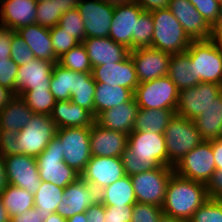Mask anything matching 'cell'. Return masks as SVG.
Here are the masks:
<instances>
[{
  "mask_svg": "<svg viewBox=\"0 0 222 222\" xmlns=\"http://www.w3.org/2000/svg\"><path fill=\"white\" fill-rule=\"evenodd\" d=\"M77 9L85 27V38L109 37L114 7L101 0H79Z\"/></svg>",
  "mask_w": 222,
  "mask_h": 222,
  "instance_id": "cell-14",
  "label": "cell"
},
{
  "mask_svg": "<svg viewBox=\"0 0 222 222\" xmlns=\"http://www.w3.org/2000/svg\"><path fill=\"white\" fill-rule=\"evenodd\" d=\"M7 185L8 182L5 172L4 158L0 155V194L4 191Z\"/></svg>",
  "mask_w": 222,
  "mask_h": 222,
  "instance_id": "cell-60",
  "label": "cell"
},
{
  "mask_svg": "<svg viewBox=\"0 0 222 222\" xmlns=\"http://www.w3.org/2000/svg\"><path fill=\"white\" fill-rule=\"evenodd\" d=\"M57 127L50 115L34 113L26 126L17 133V155L37 157L56 135Z\"/></svg>",
  "mask_w": 222,
  "mask_h": 222,
  "instance_id": "cell-7",
  "label": "cell"
},
{
  "mask_svg": "<svg viewBox=\"0 0 222 222\" xmlns=\"http://www.w3.org/2000/svg\"><path fill=\"white\" fill-rule=\"evenodd\" d=\"M10 58L18 65H25L35 59L33 52L28 47L25 40L16 31L12 33Z\"/></svg>",
  "mask_w": 222,
  "mask_h": 222,
  "instance_id": "cell-45",
  "label": "cell"
},
{
  "mask_svg": "<svg viewBox=\"0 0 222 222\" xmlns=\"http://www.w3.org/2000/svg\"><path fill=\"white\" fill-rule=\"evenodd\" d=\"M0 222H10V216L6 208L3 206L1 195H0Z\"/></svg>",
  "mask_w": 222,
  "mask_h": 222,
  "instance_id": "cell-62",
  "label": "cell"
},
{
  "mask_svg": "<svg viewBox=\"0 0 222 222\" xmlns=\"http://www.w3.org/2000/svg\"><path fill=\"white\" fill-rule=\"evenodd\" d=\"M64 153L61 150V141L55 135L36 157L39 177L42 181L66 188L81 175L64 162Z\"/></svg>",
  "mask_w": 222,
  "mask_h": 222,
  "instance_id": "cell-5",
  "label": "cell"
},
{
  "mask_svg": "<svg viewBox=\"0 0 222 222\" xmlns=\"http://www.w3.org/2000/svg\"><path fill=\"white\" fill-rule=\"evenodd\" d=\"M173 174V167L159 166L156 169L131 175L136 201L162 208L167 185Z\"/></svg>",
  "mask_w": 222,
  "mask_h": 222,
  "instance_id": "cell-10",
  "label": "cell"
},
{
  "mask_svg": "<svg viewBox=\"0 0 222 222\" xmlns=\"http://www.w3.org/2000/svg\"><path fill=\"white\" fill-rule=\"evenodd\" d=\"M91 73L96 83L118 85L130 89L133 93L139 85L135 65L130 55L120 62L92 67Z\"/></svg>",
  "mask_w": 222,
  "mask_h": 222,
  "instance_id": "cell-20",
  "label": "cell"
},
{
  "mask_svg": "<svg viewBox=\"0 0 222 222\" xmlns=\"http://www.w3.org/2000/svg\"><path fill=\"white\" fill-rule=\"evenodd\" d=\"M52 46L57 58L68 52L71 48L77 46L80 42L70 35L58 24L49 29Z\"/></svg>",
  "mask_w": 222,
  "mask_h": 222,
  "instance_id": "cell-44",
  "label": "cell"
},
{
  "mask_svg": "<svg viewBox=\"0 0 222 222\" xmlns=\"http://www.w3.org/2000/svg\"><path fill=\"white\" fill-rule=\"evenodd\" d=\"M222 92V85L216 83H198L191 88L179 91V101L175 114L194 120L213 103Z\"/></svg>",
  "mask_w": 222,
  "mask_h": 222,
  "instance_id": "cell-12",
  "label": "cell"
},
{
  "mask_svg": "<svg viewBox=\"0 0 222 222\" xmlns=\"http://www.w3.org/2000/svg\"><path fill=\"white\" fill-rule=\"evenodd\" d=\"M194 122L203 140L222 139V92Z\"/></svg>",
  "mask_w": 222,
  "mask_h": 222,
  "instance_id": "cell-28",
  "label": "cell"
},
{
  "mask_svg": "<svg viewBox=\"0 0 222 222\" xmlns=\"http://www.w3.org/2000/svg\"><path fill=\"white\" fill-rule=\"evenodd\" d=\"M34 112L23 99L15 95L8 104L0 110V129L19 132L31 120Z\"/></svg>",
  "mask_w": 222,
  "mask_h": 222,
  "instance_id": "cell-29",
  "label": "cell"
},
{
  "mask_svg": "<svg viewBox=\"0 0 222 222\" xmlns=\"http://www.w3.org/2000/svg\"><path fill=\"white\" fill-rule=\"evenodd\" d=\"M0 195L10 218L34 208V195L25 189L8 184Z\"/></svg>",
  "mask_w": 222,
  "mask_h": 222,
  "instance_id": "cell-34",
  "label": "cell"
},
{
  "mask_svg": "<svg viewBox=\"0 0 222 222\" xmlns=\"http://www.w3.org/2000/svg\"><path fill=\"white\" fill-rule=\"evenodd\" d=\"M154 32L151 48L169 54L184 53L192 40L168 8L151 11Z\"/></svg>",
  "mask_w": 222,
  "mask_h": 222,
  "instance_id": "cell-3",
  "label": "cell"
},
{
  "mask_svg": "<svg viewBox=\"0 0 222 222\" xmlns=\"http://www.w3.org/2000/svg\"><path fill=\"white\" fill-rule=\"evenodd\" d=\"M51 119L57 129L65 127H91L94 116L86 109L74 104L71 100L56 101Z\"/></svg>",
  "mask_w": 222,
  "mask_h": 222,
  "instance_id": "cell-27",
  "label": "cell"
},
{
  "mask_svg": "<svg viewBox=\"0 0 222 222\" xmlns=\"http://www.w3.org/2000/svg\"><path fill=\"white\" fill-rule=\"evenodd\" d=\"M129 55L134 62L139 83L168 76L171 54L145 47L133 49Z\"/></svg>",
  "mask_w": 222,
  "mask_h": 222,
  "instance_id": "cell-16",
  "label": "cell"
},
{
  "mask_svg": "<svg viewBox=\"0 0 222 222\" xmlns=\"http://www.w3.org/2000/svg\"><path fill=\"white\" fill-rule=\"evenodd\" d=\"M194 7L202 17L211 25L218 23L221 5L215 0H194Z\"/></svg>",
  "mask_w": 222,
  "mask_h": 222,
  "instance_id": "cell-47",
  "label": "cell"
},
{
  "mask_svg": "<svg viewBox=\"0 0 222 222\" xmlns=\"http://www.w3.org/2000/svg\"><path fill=\"white\" fill-rule=\"evenodd\" d=\"M17 132L0 129V155H17Z\"/></svg>",
  "mask_w": 222,
  "mask_h": 222,
  "instance_id": "cell-50",
  "label": "cell"
},
{
  "mask_svg": "<svg viewBox=\"0 0 222 222\" xmlns=\"http://www.w3.org/2000/svg\"><path fill=\"white\" fill-rule=\"evenodd\" d=\"M134 93L118 85L109 86L106 83H96L94 94V118L101 112L130 101Z\"/></svg>",
  "mask_w": 222,
  "mask_h": 222,
  "instance_id": "cell-30",
  "label": "cell"
},
{
  "mask_svg": "<svg viewBox=\"0 0 222 222\" xmlns=\"http://www.w3.org/2000/svg\"><path fill=\"white\" fill-rule=\"evenodd\" d=\"M101 1L113 7L131 5L135 3V0H101Z\"/></svg>",
  "mask_w": 222,
  "mask_h": 222,
  "instance_id": "cell-61",
  "label": "cell"
},
{
  "mask_svg": "<svg viewBox=\"0 0 222 222\" xmlns=\"http://www.w3.org/2000/svg\"><path fill=\"white\" fill-rule=\"evenodd\" d=\"M209 199L222 200V170L216 169L206 183Z\"/></svg>",
  "mask_w": 222,
  "mask_h": 222,
  "instance_id": "cell-52",
  "label": "cell"
},
{
  "mask_svg": "<svg viewBox=\"0 0 222 222\" xmlns=\"http://www.w3.org/2000/svg\"><path fill=\"white\" fill-rule=\"evenodd\" d=\"M15 94L6 87L0 85V110L9 103Z\"/></svg>",
  "mask_w": 222,
  "mask_h": 222,
  "instance_id": "cell-58",
  "label": "cell"
},
{
  "mask_svg": "<svg viewBox=\"0 0 222 222\" xmlns=\"http://www.w3.org/2000/svg\"><path fill=\"white\" fill-rule=\"evenodd\" d=\"M134 99L139 108L176 109L179 90L168 76H164L139 83L134 91Z\"/></svg>",
  "mask_w": 222,
  "mask_h": 222,
  "instance_id": "cell-8",
  "label": "cell"
},
{
  "mask_svg": "<svg viewBox=\"0 0 222 222\" xmlns=\"http://www.w3.org/2000/svg\"><path fill=\"white\" fill-rule=\"evenodd\" d=\"M19 66H2L0 68V85L16 95V76Z\"/></svg>",
  "mask_w": 222,
  "mask_h": 222,
  "instance_id": "cell-51",
  "label": "cell"
},
{
  "mask_svg": "<svg viewBox=\"0 0 222 222\" xmlns=\"http://www.w3.org/2000/svg\"><path fill=\"white\" fill-rule=\"evenodd\" d=\"M55 63L46 60L33 59L19 66L16 76V95L20 96L27 90L50 89V79Z\"/></svg>",
  "mask_w": 222,
  "mask_h": 222,
  "instance_id": "cell-21",
  "label": "cell"
},
{
  "mask_svg": "<svg viewBox=\"0 0 222 222\" xmlns=\"http://www.w3.org/2000/svg\"><path fill=\"white\" fill-rule=\"evenodd\" d=\"M75 77V71L64 68L59 63L54 64L49 90L56 101L71 99V93L74 92Z\"/></svg>",
  "mask_w": 222,
  "mask_h": 222,
  "instance_id": "cell-36",
  "label": "cell"
},
{
  "mask_svg": "<svg viewBox=\"0 0 222 222\" xmlns=\"http://www.w3.org/2000/svg\"><path fill=\"white\" fill-rule=\"evenodd\" d=\"M216 2H218L220 5H222V0H215Z\"/></svg>",
  "mask_w": 222,
  "mask_h": 222,
  "instance_id": "cell-69",
  "label": "cell"
},
{
  "mask_svg": "<svg viewBox=\"0 0 222 222\" xmlns=\"http://www.w3.org/2000/svg\"><path fill=\"white\" fill-rule=\"evenodd\" d=\"M125 175H136L159 166H168L164 134L132 131L122 153Z\"/></svg>",
  "mask_w": 222,
  "mask_h": 222,
  "instance_id": "cell-1",
  "label": "cell"
},
{
  "mask_svg": "<svg viewBox=\"0 0 222 222\" xmlns=\"http://www.w3.org/2000/svg\"><path fill=\"white\" fill-rule=\"evenodd\" d=\"M36 12V24L49 29L58 25L60 17L63 15L54 0L37 3Z\"/></svg>",
  "mask_w": 222,
  "mask_h": 222,
  "instance_id": "cell-40",
  "label": "cell"
},
{
  "mask_svg": "<svg viewBox=\"0 0 222 222\" xmlns=\"http://www.w3.org/2000/svg\"><path fill=\"white\" fill-rule=\"evenodd\" d=\"M173 170L182 178L206 184L216 170L211 140H203L188 152Z\"/></svg>",
  "mask_w": 222,
  "mask_h": 222,
  "instance_id": "cell-11",
  "label": "cell"
},
{
  "mask_svg": "<svg viewBox=\"0 0 222 222\" xmlns=\"http://www.w3.org/2000/svg\"><path fill=\"white\" fill-rule=\"evenodd\" d=\"M17 34L27 43L35 58L58 63L52 46L49 28L39 24H30L16 30Z\"/></svg>",
  "mask_w": 222,
  "mask_h": 222,
  "instance_id": "cell-26",
  "label": "cell"
},
{
  "mask_svg": "<svg viewBox=\"0 0 222 222\" xmlns=\"http://www.w3.org/2000/svg\"><path fill=\"white\" fill-rule=\"evenodd\" d=\"M3 158L8 184L35 195L42 181L36 158L25 154L7 155Z\"/></svg>",
  "mask_w": 222,
  "mask_h": 222,
  "instance_id": "cell-13",
  "label": "cell"
},
{
  "mask_svg": "<svg viewBox=\"0 0 222 222\" xmlns=\"http://www.w3.org/2000/svg\"><path fill=\"white\" fill-rule=\"evenodd\" d=\"M185 53L194 63L198 83L222 85V53L210 39L192 41Z\"/></svg>",
  "mask_w": 222,
  "mask_h": 222,
  "instance_id": "cell-6",
  "label": "cell"
},
{
  "mask_svg": "<svg viewBox=\"0 0 222 222\" xmlns=\"http://www.w3.org/2000/svg\"><path fill=\"white\" fill-rule=\"evenodd\" d=\"M59 25L80 43L85 39L84 22L77 8L65 12L60 17Z\"/></svg>",
  "mask_w": 222,
  "mask_h": 222,
  "instance_id": "cell-42",
  "label": "cell"
},
{
  "mask_svg": "<svg viewBox=\"0 0 222 222\" xmlns=\"http://www.w3.org/2000/svg\"><path fill=\"white\" fill-rule=\"evenodd\" d=\"M59 6L61 12L64 14L65 12L77 8L79 0H54Z\"/></svg>",
  "mask_w": 222,
  "mask_h": 222,
  "instance_id": "cell-59",
  "label": "cell"
},
{
  "mask_svg": "<svg viewBox=\"0 0 222 222\" xmlns=\"http://www.w3.org/2000/svg\"><path fill=\"white\" fill-rule=\"evenodd\" d=\"M37 3L46 2L48 0H35Z\"/></svg>",
  "mask_w": 222,
  "mask_h": 222,
  "instance_id": "cell-67",
  "label": "cell"
},
{
  "mask_svg": "<svg viewBox=\"0 0 222 222\" xmlns=\"http://www.w3.org/2000/svg\"><path fill=\"white\" fill-rule=\"evenodd\" d=\"M154 24L151 11H143L136 21V49L151 47Z\"/></svg>",
  "mask_w": 222,
  "mask_h": 222,
  "instance_id": "cell-41",
  "label": "cell"
},
{
  "mask_svg": "<svg viewBox=\"0 0 222 222\" xmlns=\"http://www.w3.org/2000/svg\"><path fill=\"white\" fill-rule=\"evenodd\" d=\"M162 215L161 207L136 202L133 207L131 222H159Z\"/></svg>",
  "mask_w": 222,
  "mask_h": 222,
  "instance_id": "cell-46",
  "label": "cell"
},
{
  "mask_svg": "<svg viewBox=\"0 0 222 222\" xmlns=\"http://www.w3.org/2000/svg\"><path fill=\"white\" fill-rule=\"evenodd\" d=\"M66 220H67V222H87L85 212L84 213H78L74 216H71V217L67 218Z\"/></svg>",
  "mask_w": 222,
  "mask_h": 222,
  "instance_id": "cell-63",
  "label": "cell"
},
{
  "mask_svg": "<svg viewBox=\"0 0 222 222\" xmlns=\"http://www.w3.org/2000/svg\"><path fill=\"white\" fill-rule=\"evenodd\" d=\"M8 0H0V5H2L3 3L7 2Z\"/></svg>",
  "mask_w": 222,
  "mask_h": 222,
  "instance_id": "cell-68",
  "label": "cell"
},
{
  "mask_svg": "<svg viewBox=\"0 0 222 222\" xmlns=\"http://www.w3.org/2000/svg\"><path fill=\"white\" fill-rule=\"evenodd\" d=\"M61 141L64 162L80 175L92 157L90 150V127H65L57 129Z\"/></svg>",
  "mask_w": 222,
  "mask_h": 222,
  "instance_id": "cell-9",
  "label": "cell"
},
{
  "mask_svg": "<svg viewBox=\"0 0 222 222\" xmlns=\"http://www.w3.org/2000/svg\"><path fill=\"white\" fill-rule=\"evenodd\" d=\"M210 40L222 53V28L218 27L217 25L212 26V33Z\"/></svg>",
  "mask_w": 222,
  "mask_h": 222,
  "instance_id": "cell-57",
  "label": "cell"
},
{
  "mask_svg": "<svg viewBox=\"0 0 222 222\" xmlns=\"http://www.w3.org/2000/svg\"><path fill=\"white\" fill-rule=\"evenodd\" d=\"M143 11L136 2L114 7L109 37L130 51L136 49V21Z\"/></svg>",
  "mask_w": 222,
  "mask_h": 222,
  "instance_id": "cell-17",
  "label": "cell"
},
{
  "mask_svg": "<svg viewBox=\"0 0 222 222\" xmlns=\"http://www.w3.org/2000/svg\"><path fill=\"white\" fill-rule=\"evenodd\" d=\"M216 25L218 27L222 28V5H221L220 17H219L218 23Z\"/></svg>",
  "mask_w": 222,
  "mask_h": 222,
  "instance_id": "cell-66",
  "label": "cell"
},
{
  "mask_svg": "<svg viewBox=\"0 0 222 222\" xmlns=\"http://www.w3.org/2000/svg\"><path fill=\"white\" fill-rule=\"evenodd\" d=\"M99 201L104 206L134 205L137 201L131 177L125 175L99 191Z\"/></svg>",
  "mask_w": 222,
  "mask_h": 222,
  "instance_id": "cell-31",
  "label": "cell"
},
{
  "mask_svg": "<svg viewBox=\"0 0 222 222\" xmlns=\"http://www.w3.org/2000/svg\"><path fill=\"white\" fill-rule=\"evenodd\" d=\"M170 0H135L145 11L167 8Z\"/></svg>",
  "mask_w": 222,
  "mask_h": 222,
  "instance_id": "cell-55",
  "label": "cell"
},
{
  "mask_svg": "<svg viewBox=\"0 0 222 222\" xmlns=\"http://www.w3.org/2000/svg\"><path fill=\"white\" fill-rule=\"evenodd\" d=\"M216 169L222 170V139L211 140Z\"/></svg>",
  "mask_w": 222,
  "mask_h": 222,
  "instance_id": "cell-56",
  "label": "cell"
},
{
  "mask_svg": "<svg viewBox=\"0 0 222 222\" xmlns=\"http://www.w3.org/2000/svg\"><path fill=\"white\" fill-rule=\"evenodd\" d=\"M138 109V104L133 97L128 102L101 112L95 118V122L105 129L129 135L134 129Z\"/></svg>",
  "mask_w": 222,
  "mask_h": 222,
  "instance_id": "cell-25",
  "label": "cell"
},
{
  "mask_svg": "<svg viewBox=\"0 0 222 222\" xmlns=\"http://www.w3.org/2000/svg\"><path fill=\"white\" fill-rule=\"evenodd\" d=\"M64 188L51 182L41 181V186L34 195V207L38 208L44 218H48L57 211V206L62 201Z\"/></svg>",
  "mask_w": 222,
  "mask_h": 222,
  "instance_id": "cell-37",
  "label": "cell"
},
{
  "mask_svg": "<svg viewBox=\"0 0 222 222\" xmlns=\"http://www.w3.org/2000/svg\"><path fill=\"white\" fill-rule=\"evenodd\" d=\"M96 81L92 73L76 72L71 101L88 110L94 116V94Z\"/></svg>",
  "mask_w": 222,
  "mask_h": 222,
  "instance_id": "cell-35",
  "label": "cell"
},
{
  "mask_svg": "<svg viewBox=\"0 0 222 222\" xmlns=\"http://www.w3.org/2000/svg\"><path fill=\"white\" fill-rule=\"evenodd\" d=\"M13 32L9 28L0 26V68L2 66H18L10 58Z\"/></svg>",
  "mask_w": 222,
  "mask_h": 222,
  "instance_id": "cell-48",
  "label": "cell"
},
{
  "mask_svg": "<svg viewBox=\"0 0 222 222\" xmlns=\"http://www.w3.org/2000/svg\"><path fill=\"white\" fill-rule=\"evenodd\" d=\"M192 41L211 38L212 26L189 0H170L168 7Z\"/></svg>",
  "mask_w": 222,
  "mask_h": 222,
  "instance_id": "cell-19",
  "label": "cell"
},
{
  "mask_svg": "<svg viewBox=\"0 0 222 222\" xmlns=\"http://www.w3.org/2000/svg\"><path fill=\"white\" fill-rule=\"evenodd\" d=\"M99 201V191L79 177L70 183L63 191L62 201L57 206V213L69 218L78 213H84Z\"/></svg>",
  "mask_w": 222,
  "mask_h": 222,
  "instance_id": "cell-15",
  "label": "cell"
},
{
  "mask_svg": "<svg viewBox=\"0 0 222 222\" xmlns=\"http://www.w3.org/2000/svg\"><path fill=\"white\" fill-rule=\"evenodd\" d=\"M92 67L123 61L130 50L110 37H88L82 41Z\"/></svg>",
  "mask_w": 222,
  "mask_h": 222,
  "instance_id": "cell-23",
  "label": "cell"
},
{
  "mask_svg": "<svg viewBox=\"0 0 222 222\" xmlns=\"http://www.w3.org/2000/svg\"><path fill=\"white\" fill-rule=\"evenodd\" d=\"M20 97L34 113L38 114L51 115L56 103L54 95L45 88L27 90Z\"/></svg>",
  "mask_w": 222,
  "mask_h": 222,
  "instance_id": "cell-38",
  "label": "cell"
},
{
  "mask_svg": "<svg viewBox=\"0 0 222 222\" xmlns=\"http://www.w3.org/2000/svg\"><path fill=\"white\" fill-rule=\"evenodd\" d=\"M45 218L38 208H32L10 218V222H44Z\"/></svg>",
  "mask_w": 222,
  "mask_h": 222,
  "instance_id": "cell-53",
  "label": "cell"
},
{
  "mask_svg": "<svg viewBox=\"0 0 222 222\" xmlns=\"http://www.w3.org/2000/svg\"><path fill=\"white\" fill-rule=\"evenodd\" d=\"M105 206L98 201L91 205L85 212L87 222H105Z\"/></svg>",
  "mask_w": 222,
  "mask_h": 222,
  "instance_id": "cell-54",
  "label": "cell"
},
{
  "mask_svg": "<svg viewBox=\"0 0 222 222\" xmlns=\"http://www.w3.org/2000/svg\"><path fill=\"white\" fill-rule=\"evenodd\" d=\"M125 176L121 157L92 156L81 178L98 191Z\"/></svg>",
  "mask_w": 222,
  "mask_h": 222,
  "instance_id": "cell-18",
  "label": "cell"
},
{
  "mask_svg": "<svg viewBox=\"0 0 222 222\" xmlns=\"http://www.w3.org/2000/svg\"><path fill=\"white\" fill-rule=\"evenodd\" d=\"M188 222H222V200L208 199Z\"/></svg>",
  "mask_w": 222,
  "mask_h": 222,
  "instance_id": "cell-43",
  "label": "cell"
},
{
  "mask_svg": "<svg viewBox=\"0 0 222 222\" xmlns=\"http://www.w3.org/2000/svg\"><path fill=\"white\" fill-rule=\"evenodd\" d=\"M134 205L105 206V222H131Z\"/></svg>",
  "mask_w": 222,
  "mask_h": 222,
  "instance_id": "cell-49",
  "label": "cell"
},
{
  "mask_svg": "<svg viewBox=\"0 0 222 222\" xmlns=\"http://www.w3.org/2000/svg\"><path fill=\"white\" fill-rule=\"evenodd\" d=\"M164 136L168 153V167H174L188 152L203 141L194 120L177 114L170 119Z\"/></svg>",
  "mask_w": 222,
  "mask_h": 222,
  "instance_id": "cell-4",
  "label": "cell"
},
{
  "mask_svg": "<svg viewBox=\"0 0 222 222\" xmlns=\"http://www.w3.org/2000/svg\"><path fill=\"white\" fill-rule=\"evenodd\" d=\"M35 0H8L0 5V26L13 31L36 23Z\"/></svg>",
  "mask_w": 222,
  "mask_h": 222,
  "instance_id": "cell-24",
  "label": "cell"
},
{
  "mask_svg": "<svg viewBox=\"0 0 222 222\" xmlns=\"http://www.w3.org/2000/svg\"><path fill=\"white\" fill-rule=\"evenodd\" d=\"M44 222H67L66 218L60 216L57 212L52 213Z\"/></svg>",
  "mask_w": 222,
  "mask_h": 222,
  "instance_id": "cell-64",
  "label": "cell"
},
{
  "mask_svg": "<svg viewBox=\"0 0 222 222\" xmlns=\"http://www.w3.org/2000/svg\"><path fill=\"white\" fill-rule=\"evenodd\" d=\"M209 199L206 184L173 174L167 185L163 214L188 222L193 213Z\"/></svg>",
  "mask_w": 222,
  "mask_h": 222,
  "instance_id": "cell-2",
  "label": "cell"
},
{
  "mask_svg": "<svg viewBox=\"0 0 222 222\" xmlns=\"http://www.w3.org/2000/svg\"><path fill=\"white\" fill-rule=\"evenodd\" d=\"M168 77L173 81L179 91L194 87L198 84L195 80L194 63L185 52L172 54L169 63Z\"/></svg>",
  "mask_w": 222,
  "mask_h": 222,
  "instance_id": "cell-33",
  "label": "cell"
},
{
  "mask_svg": "<svg viewBox=\"0 0 222 222\" xmlns=\"http://www.w3.org/2000/svg\"><path fill=\"white\" fill-rule=\"evenodd\" d=\"M176 109H144L139 108L133 131L164 134Z\"/></svg>",
  "mask_w": 222,
  "mask_h": 222,
  "instance_id": "cell-32",
  "label": "cell"
},
{
  "mask_svg": "<svg viewBox=\"0 0 222 222\" xmlns=\"http://www.w3.org/2000/svg\"><path fill=\"white\" fill-rule=\"evenodd\" d=\"M128 135L101 127L94 122L90 127V150L92 156L122 157L127 148Z\"/></svg>",
  "mask_w": 222,
  "mask_h": 222,
  "instance_id": "cell-22",
  "label": "cell"
},
{
  "mask_svg": "<svg viewBox=\"0 0 222 222\" xmlns=\"http://www.w3.org/2000/svg\"><path fill=\"white\" fill-rule=\"evenodd\" d=\"M159 222H185V221H182V220H179V219H175L171 216H168V215H165L163 214L161 217H160V220Z\"/></svg>",
  "mask_w": 222,
  "mask_h": 222,
  "instance_id": "cell-65",
  "label": "cell"
},
{
  "mask_svg": "<svg viewBox=\"0 0 222 222\" xmlns=\"http://www.w3.org/2000/svg\"><path fill=\"white\" fill-rule=\"evenodd\" d=\"M58 63L75 72H92V65L82 42L59 57Z\"/></svg>",
  "mask_w": 222,
  "mask_h": 222,
  "instance_id": "cell-39",
  "label": "cell"
}]
</instances>
